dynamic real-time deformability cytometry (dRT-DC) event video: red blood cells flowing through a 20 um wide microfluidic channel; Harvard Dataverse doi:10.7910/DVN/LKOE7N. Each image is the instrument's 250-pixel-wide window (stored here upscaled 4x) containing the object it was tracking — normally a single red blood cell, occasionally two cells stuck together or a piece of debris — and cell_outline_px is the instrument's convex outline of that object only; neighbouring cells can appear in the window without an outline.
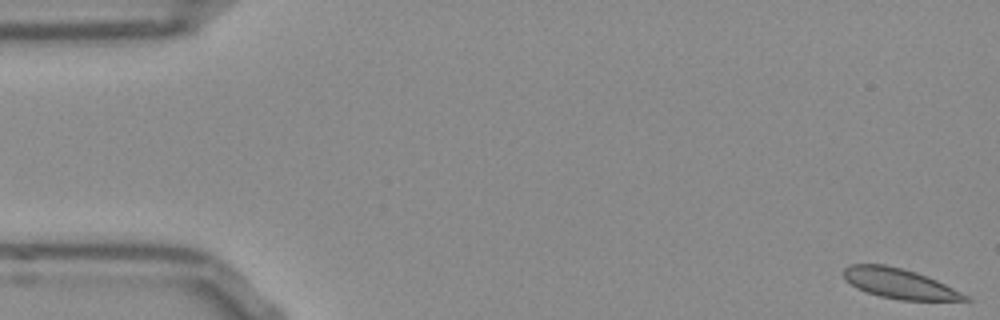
{"species": "Egyptian fruit bat (a non-hibernating species)", "species_latin": "Rousettus aegyptiacus", "temperature_condition": "room temperature", "stored_images_in_passage": 54, "camera_frame_rate_fps": 3000, "um_per_image_px": 0.085, "frame": {"image": 1, "passage_image": 1, "time_ms": 0.0, "image_size_px": [1000, 320], "cell_outline_px": [[972, 300], [900, 300], [880, 296], [856, 288], [844, 280], [844, 268], [848, 264], [884, 264], [916, 272], [936, 280], [968, 296]], "centroid_in_image_um": [76.38, 24.09], "position_along_channel_um": 8.6, "area_um2": 20.98}}
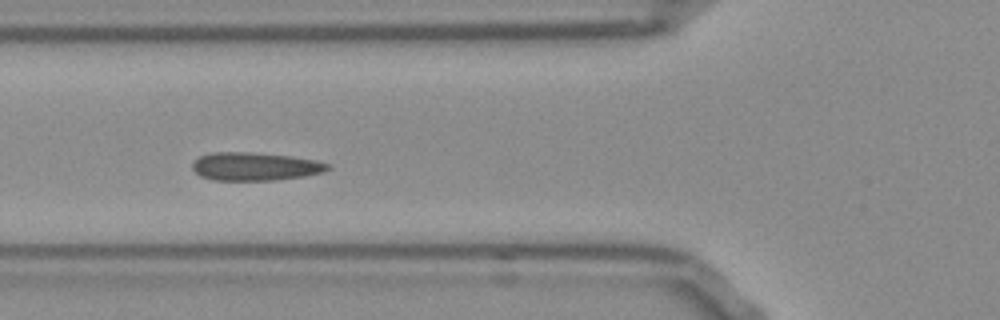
{"frame": {"image": 2, "passage_image": 19, "time_ms": 6.0, "image_size_px": [1000, 320], "cell_outline_px": [[332, 168], [324, 172], [304, 176], [272, 180], [212, 180], [200, 176], [192, 168], [192, 164], [200, 156], [212, 152], [248, 152], [292, 156], [316, 160], [332, 164]], "centroid_in_image_um": [21.72, 14.15], "position_along_channel_um": 104.1, "area_um2": 22.31}}
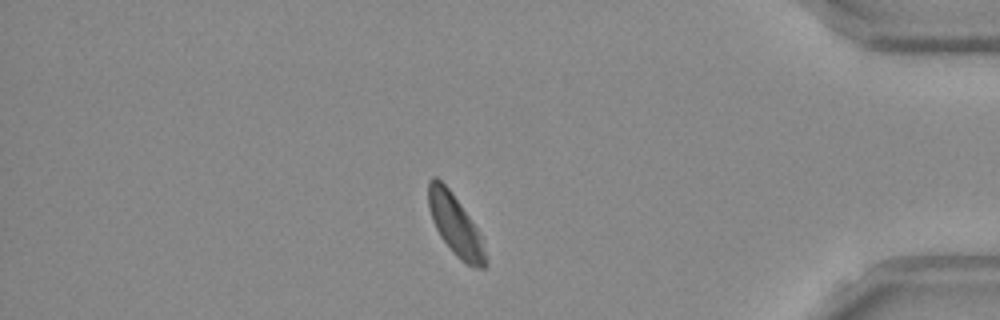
{"frame": {"image": 3, "passage_image": 45, "time_ms": 14.667, "image_size_px": [1000, 320], "cell_outline_px": [[484, 268], [472, 268], [460, 260], [452, 252], [440, 236], [432, 220], [428, 208], [428, 180], [432, 176], [436, 176], [452, 192], [480, 232], [484, 252]], "centroid_in_image_um": [38.66, 19.1], "position_along_channel_um": 396.5, "area_um2": 20.06}}